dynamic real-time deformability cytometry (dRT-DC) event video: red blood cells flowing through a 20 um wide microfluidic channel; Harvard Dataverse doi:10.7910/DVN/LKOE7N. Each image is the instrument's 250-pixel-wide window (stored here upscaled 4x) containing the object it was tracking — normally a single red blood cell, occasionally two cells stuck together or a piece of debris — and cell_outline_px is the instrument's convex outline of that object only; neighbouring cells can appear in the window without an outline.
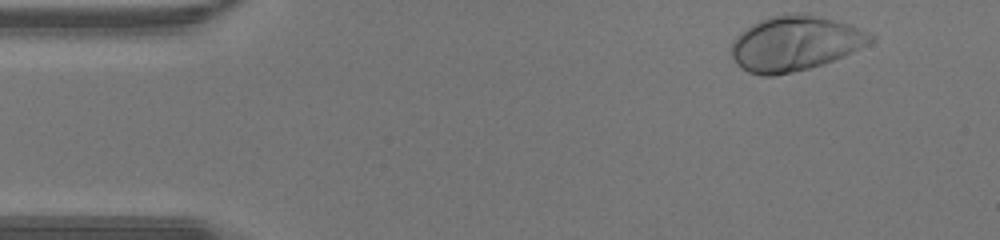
{"species": "human", "species_latin": "Homo sapiens", "temperature_condition": "warm", "stored_images_in_passage": 39, "camera_frame_rate_fps": 3000, "um_per_image_px": 0.085, "donor": {"sex": "male"}, "frame": {"image": 1, "passage_image": 1, "time_ms": 0.0, "image_size_px": [1000, 240], "cell_outline_px": [[876, 36], [872, 40], [860, 48], [844, 56], [808, 68], [792, 72], [772, 76], [760, 76], [748, 72], [732, 56], [732, 44], [736, 36], [740, 32], [752, 24], [768, 16], [796, 12], [804, 12], [848, 24]], "centroid_in_image_um": [67.56, 3.67], "position_along_channel_um": 17.4, "area_um2": 44.04}}
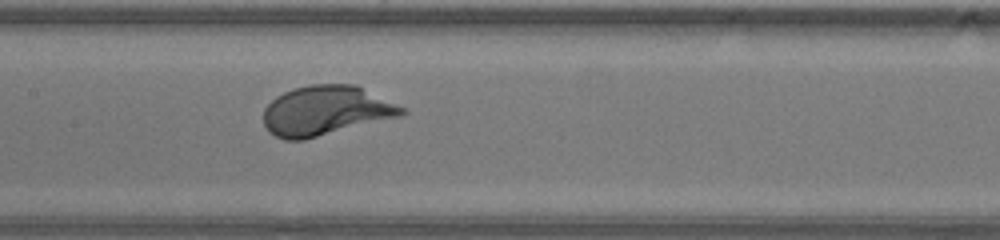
{"frame": {"image": 2, "passage_image": 17, "time_ms": 5.333, "image_size_px": [1000, 240], "cell_outline_px": [[408, 112], [400, 116], [304, 140], [284, 140], [268, 132], [264, 124], [264, 108], [276, 96], [284, 92], [308, 84], [356, 84], [408, 108]], "centroid_in_image_um": [27.73, 9.4], "position_along_channel_um": 179.7, "area_um2": 40.29}}
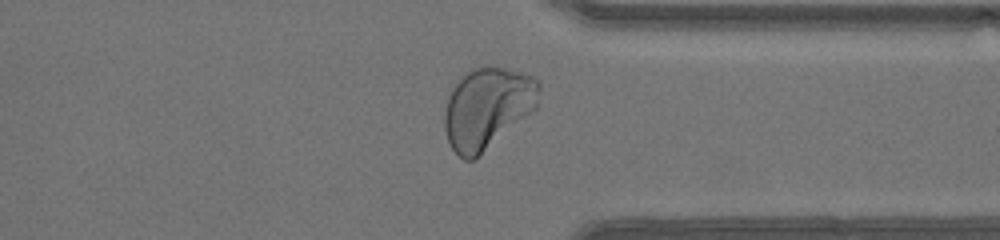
{"frame": {"image": 3, "passage_image": 29, "time_ms": 9.333, "image_size_px": [1000, 240], "cell_outline_px": [[540, 84], [536, 108], [472, 160], [464, 160], [452, 148], [448, 140], [444, 128], [444, 112], [448, 96], [452, 88], [460, 76], [464, 72], [472, 68], [488, 64], [520, 72], [532, 76], [540, 80]], "centroid_in_image_um": [41.4, 9.11], "position_along_channel_um": 370.0, "area_um2": 44.51}}